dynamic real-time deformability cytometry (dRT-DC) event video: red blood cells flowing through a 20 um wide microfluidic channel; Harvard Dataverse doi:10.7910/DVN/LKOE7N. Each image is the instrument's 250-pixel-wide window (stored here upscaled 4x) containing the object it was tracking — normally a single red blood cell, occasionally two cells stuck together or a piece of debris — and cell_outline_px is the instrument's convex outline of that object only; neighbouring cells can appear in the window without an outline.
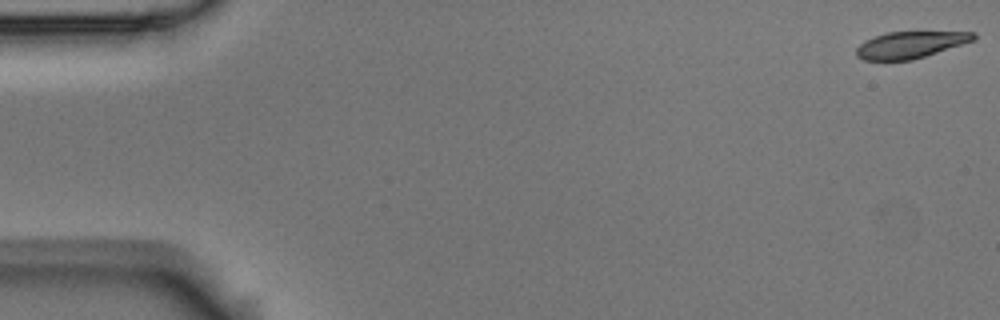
{"species": "Egyptian fruit bat (a non-hibernating species)", "species_latin": "Rousettus aegyptiacus", "temperature_condition": "room temperature", "stored_images_in_passage": 5, "camera_frame_rate_fps": 3000, "um_per_image_px": 0.085, "animal": {"sex": "male"}, "frame": {"image": 1, "passage_image": 1, "time_ms": 0.0, "image_size_px": [1000, 320], "cell_outline_px": [[976, 40], [912, 60], [864, 60], [856, 56], [856, 48], [864, 40], [888, 32], [976, 32]], "centroid_in_image_um": [77.38, 3.81], "position_along_channel_um": 7.6, "area_um2": 18.15}}
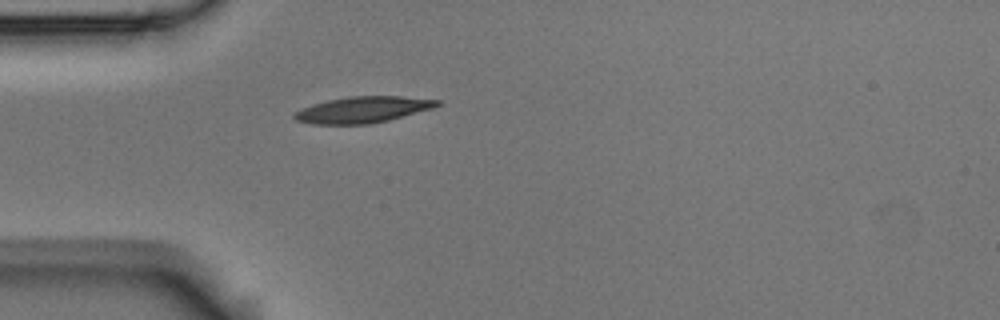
{"frame": {"image": 2, "passage_image": 5, "time_ms": 1.333, "image_size_px": [1000, 320], "cell_outline_px": [[440, 104], [432, 108], [388, 120], [372, 124], [312, 124], [296, 120], [292, 116], [296, 112], [312, 104], [328, 100], [348, 96], [400, 96], [440, 100]], "centroid_in_image_um": [30.83, 9.32], "position_along_channel_um": 54.2, "area_um2": 21.62}}